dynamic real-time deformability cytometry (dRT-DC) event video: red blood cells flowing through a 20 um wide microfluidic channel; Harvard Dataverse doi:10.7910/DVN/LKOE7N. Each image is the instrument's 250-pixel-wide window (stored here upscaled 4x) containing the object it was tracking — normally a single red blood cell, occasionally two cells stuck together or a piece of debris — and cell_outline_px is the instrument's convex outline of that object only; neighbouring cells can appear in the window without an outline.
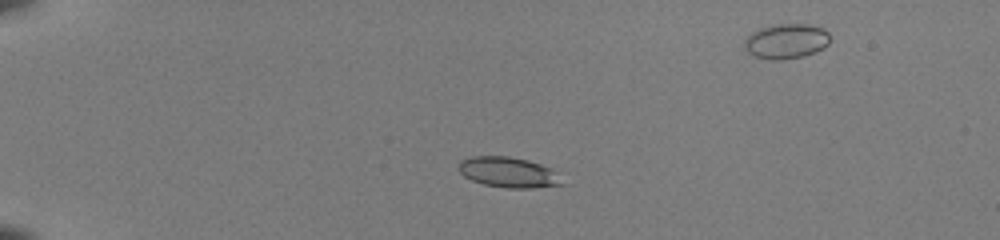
{"species": "common noctule bat (a hibernating species)", "species_latin": "Nyctalus noctula", "temperature_condition": "room temperature", "stored_images_in_passage": 51, "camera_frame_rate_fps": 3000, "um_per_image_px": 0.085, "animal": {"sex": "female", "body_mass_g": 22.0, "forearm_length_mm": 56.7}, "frame": {"image": 1, "passage_image": 12, "time_ms": 3.667, "image_size_px": [1000, 240], "cell_outline_px": [[564, 184], [532, 188], [504, 188], [484, 184], [472, 180], [464, 176], [456, 168], [460, 160], [472, 156], [508, 156], [528, 160], [552, 168]], "centroid_in_image_um": [43.17, 14.64], "position_along_channel_um": 41.8, "area_um2": 18.38}}
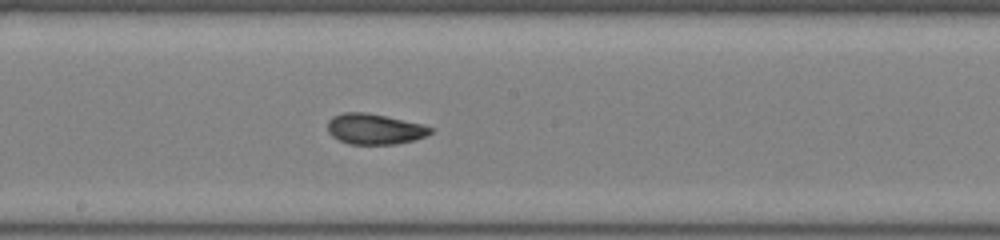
{"frame": {"image": 2, "passage_image": 29, "time_ms": 9.333, "image_size_px": [1000, 240], "cell_outline_px": [[436, 128], [432, 132], [416, 140], [396, 144], [348, 144], [332, 136], [328, 132], [328, 120], [332, 116], [344, 112], [364, 112], [384, 116], [420, 124]], "centroid_in_image_um": [31.83, 10.97], "position_along_channel_um": 216.4, "area_um2": 18.26}}
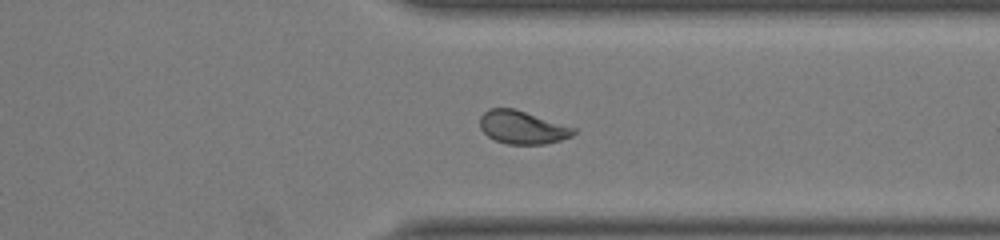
{"frame": {"image": 3, "passage_image": 40, "time_ms": 13.0, "image_size_px": [1000, 240], "cell_outline_px": [[576, 132], [572, 136], [560, 140], [544, 144], [508, 144], [496, 140], [488, 136], [480, 128], [480, 116], [488, 108], [512, 108], [576, 128]], "centroid_in_image_um": [44.38, 10.83], "position_along_channel_um": 367.0, "area_um2": 17.86}, "authors_computed_cell_mechanics": {"area_um2": 18.496, "velocity_mm_per_s": 4.0858, "shape_relaxation_time_tau1_ms": 3.6974, "shape_relaxation_time_tau2_ms": 1.0962, "deformation_change_tau1": 0.1587, "deformation_change_tau2": 0.0687}}